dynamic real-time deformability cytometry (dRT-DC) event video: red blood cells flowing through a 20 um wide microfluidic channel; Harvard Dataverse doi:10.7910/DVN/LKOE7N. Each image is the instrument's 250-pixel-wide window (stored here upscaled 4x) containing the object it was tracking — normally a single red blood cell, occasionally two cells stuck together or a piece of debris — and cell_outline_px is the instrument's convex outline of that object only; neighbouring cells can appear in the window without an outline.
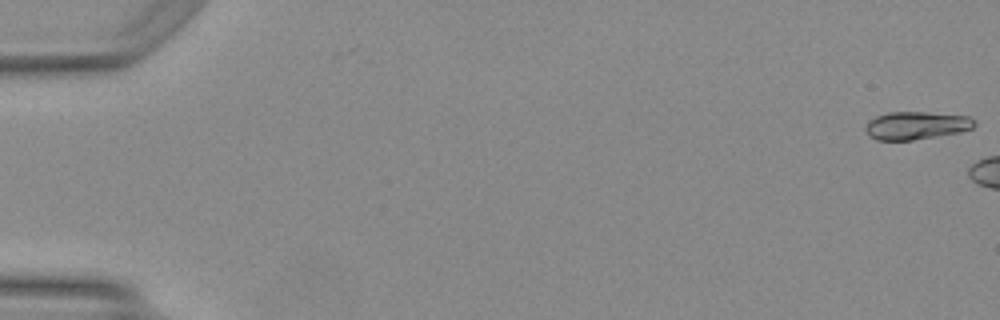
{"species": "Egyptian fruit bat (a non-hibernating species)", "species_latin": "Rousettus aegyptiacus", "temperature_condition": "warm", "stored_images_in_passage": 7, "camera_frame_rate_fps": 3000, "um_per_image_px": 0.085, "animal": {"sex": "female"}, "frame": {"image": 1, "passage_image": 1, "time_ms": 0.0, "image_size_px": [1000, 320], "cell_outline_px": [[976, 124], [972, 128], [960, 132], [912, 140], [876, 140], [868, 136], [864, 128], [868, 120], [876, 116], [888, 112], [924, 112], [968, 116], [976, 120]], "centroid_in_image_um": [77.85, 10.66], "position_along_channel_um": 7.2, "area_um2": 17.8}}